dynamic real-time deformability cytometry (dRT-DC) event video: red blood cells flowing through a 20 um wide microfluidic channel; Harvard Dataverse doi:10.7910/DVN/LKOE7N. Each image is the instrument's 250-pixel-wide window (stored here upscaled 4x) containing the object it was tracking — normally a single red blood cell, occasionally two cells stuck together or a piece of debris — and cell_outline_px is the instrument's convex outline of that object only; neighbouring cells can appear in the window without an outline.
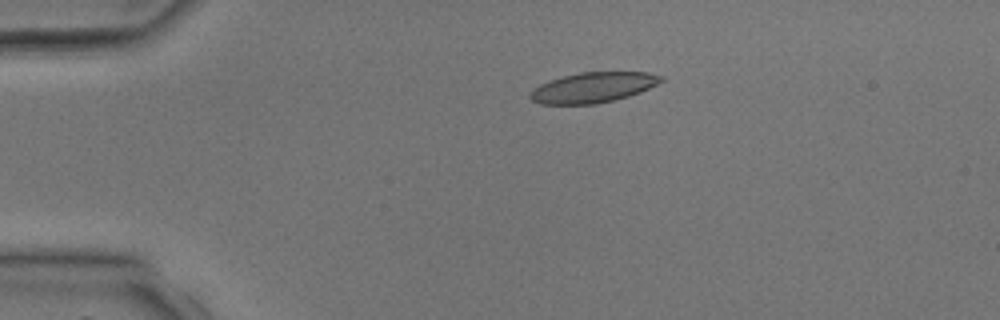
{"species": "common noctule bat (a hibernating species)", "species_latin": "Nyctalus noctula", "temperature_condition": "room temperature", "stored_images_in_passage": 4, "camera_frame_rate_fps": 3000, "um_per_image_px": 0.085, "animal": {"sex": "male", "body_mass_g": 17.9, "forearm_length_mm": 54.2}, "frame": {"image": 1, "passage_image": 3, "time_ms": 2.333, "image_size_px": [1000, 320], "cell_outline_px": [[664, 80], [640, 92], [628, 96], [596, 104], [540, 104], [532, 100], [528, 96], [540, 84], [548, 80], [580, 72], [648, 72], [664, 76]], "centroid_in_image_um": [50.42, 7.43], "position_along_channel_um": 34.6, "area_um2": 22.95}}